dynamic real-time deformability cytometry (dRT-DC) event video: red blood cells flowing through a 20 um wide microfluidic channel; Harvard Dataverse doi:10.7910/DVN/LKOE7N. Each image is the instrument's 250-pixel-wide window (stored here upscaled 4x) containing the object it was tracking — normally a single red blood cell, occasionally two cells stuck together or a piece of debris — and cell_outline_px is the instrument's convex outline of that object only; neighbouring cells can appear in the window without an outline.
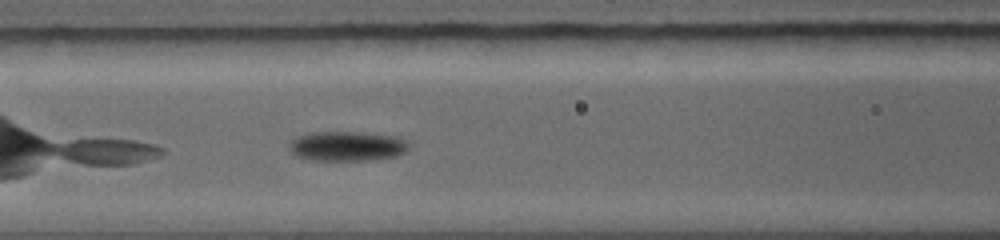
{"species": "common noctule bat (a hibernating species)", "species_latin": "Nyctalus noctula", "temperature_condition": "warm", "stored_images_in_passage": 20, "camera_frame_rate_fps": 5000, "um_per_image_px": 0.085, "animal": {"sex": "female", "body_mass_g": 19.0, "forearm_length_mm": 56.7}, "frame": {"image": 1, "passage_image": 6, "time_ms": 2.4, "image_size_px": [1000, 240], "cell_outline_px": [[404, 148], [400, 152], [392, 156], [360, 160], [308, 160], [296, 156], [292, 152], [292, 140], [296, 136], [308, 132], [360, 132], [388, 136], [400, 140], [404, 144]], "centroid_in_image_um": [29.3, 12.41], "position_along_channel_um": 137.3, "area_um2": 19.65}}
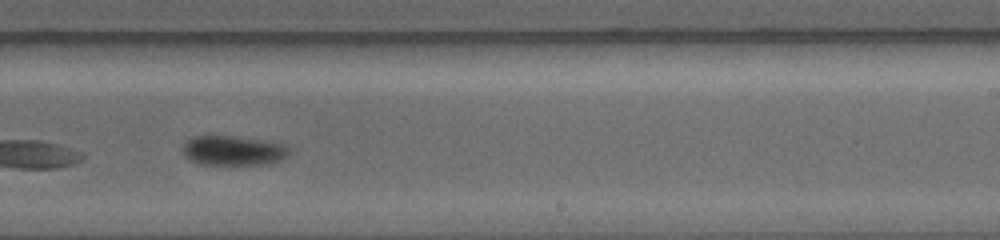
{"frame": {"image": 2, "passage_image": 12, "time_ms": 5.4, "image_size_px": [1000, 240], "cell_outline_px": [[288, 152], [284, 156], [276, 160], [252, 164], [208, 164], [196, 160], [188, 156], [184, 152], [184, 144], [188, 140], [196, 136], [232, 136], [284, 144]], "centroid_in_image_um": [19.79, 12.77], "position_along_channel_um": 269.2, "area_um2": 17.11}, "authors_computed_cell_mechanics": {"area_um2": 17.7157, "velocity_mm_per_s": 4.4362, "shape_relaxation_time_tau1_ms": 2.0675, "shape_relaxation_time_tau2_ms": null, "deformation_change_tau1": 0.106, "deformation_change_tau2": null}}